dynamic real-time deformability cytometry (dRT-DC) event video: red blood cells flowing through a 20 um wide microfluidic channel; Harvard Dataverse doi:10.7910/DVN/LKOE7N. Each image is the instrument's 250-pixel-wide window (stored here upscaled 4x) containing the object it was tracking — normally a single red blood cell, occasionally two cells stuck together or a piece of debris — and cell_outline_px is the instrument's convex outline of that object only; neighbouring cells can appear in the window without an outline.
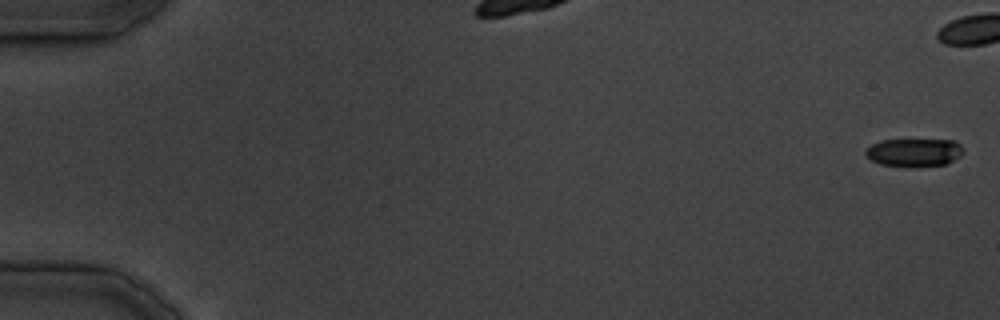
{"species": "common noctule bat (a hibernating species)", "species_latin": "Nyctalus noctula", "temperature_condition": "cold", "stored_images_in_passage": 12, "camera_frame_rate_fps": 3000, "um_per_image_px": 0.085, "animal": {"sex": "male", "body_mass_g": 19.5, "forearm_length_mm": 54.6}, "frame": {"image": 1, "passage_image": 1, "time_ms": 0.0, "image_size_px": [1000, 320], "cell_outline_px": [[964, 152], [960, 156], [948, 164], [880, 164], [872, 160], [864, 152], [872, 144], [880, 140], [956, 140], [960, 144]], "centroid_in_image_um": [77.75, 12.9], "position_along_channel_um": 7.3, "area_um2": 15.26}}